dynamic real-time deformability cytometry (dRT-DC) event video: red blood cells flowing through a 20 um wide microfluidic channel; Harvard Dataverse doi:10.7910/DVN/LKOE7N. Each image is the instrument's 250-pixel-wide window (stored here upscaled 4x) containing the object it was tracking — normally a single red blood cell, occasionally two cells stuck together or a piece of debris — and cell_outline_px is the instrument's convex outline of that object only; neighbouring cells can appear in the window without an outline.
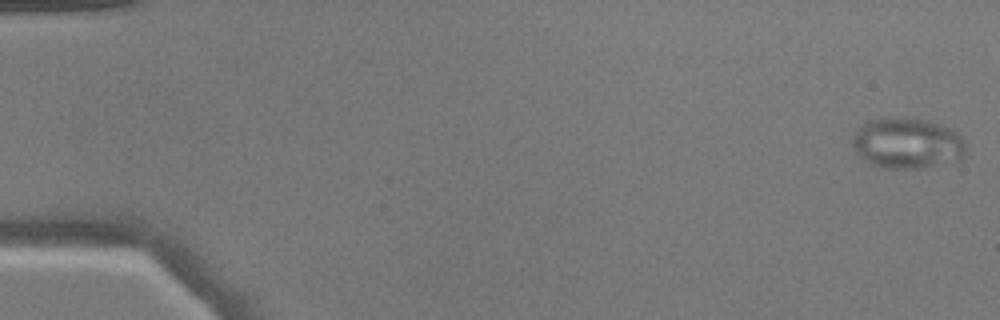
{"species": "common noctule bat (a hibernating species)", "species_latin": "Nyctalus noctula", "temperature_condition": "warm", "stored_images_in_passage": 51, "camera_frame_rate_fps": 3000, "um_per_image_px": 0.085, "animal": {"sex": "male", "body_mass_g": 17.9}, "frame": {"image": 1, "passage_image": 1, "time_ms": 0.0, "image_size_px": [1000, 320], "cell_outline_px": [[964, 156], [960, 160], [924, 168], [884, 168], [872, 164], [864, 160], [856, 152], [852, 144], [852, 136], [864, 124], [872, 120], [908, 116], [928, 120], [940, 124], [956, 132], [960, 136], [964, 144]], "centroid_in_image_um": [77.12, 12.18], "position_along_channel_um": 7.9, "area_um2": 33.47}}
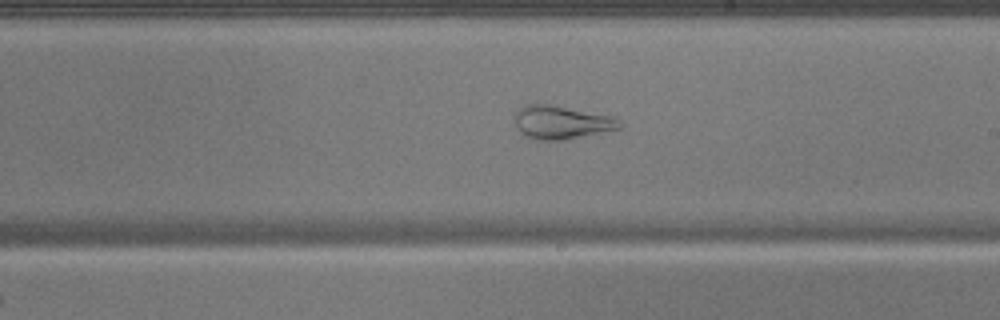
{"frame": {"image": 2, "passage_image": 30, "time_ms": 9.667, "image_size_px": [1000, 320], "cell_outline_px": [[624, 124], [620, 128], [564, 140], [536, 140], [524, 136], [520, 132], [512, 116], [524, 104], [548, 104], [616, 116]], "centroid_in_image_um": [47.72, 10.39], "position_along_channel_um": 241.3, "area_um2": 20.63}}
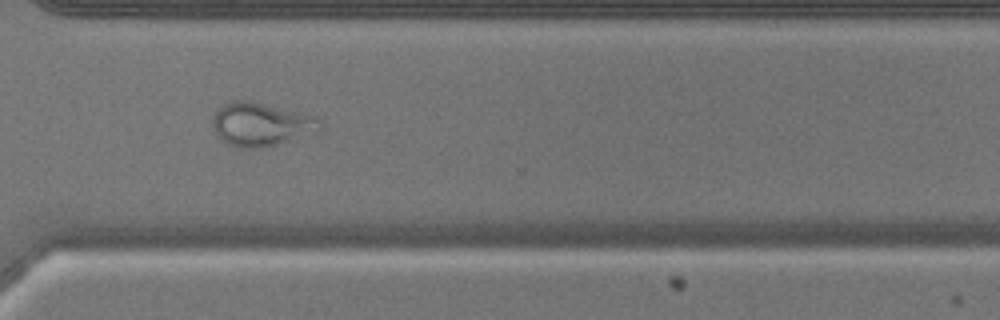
{"frame": {"image": 3, "passage_image": 38, "time_ms": 12.333, "image_size_px": [1000, 320], "cell_outline_px": [[324, 128], [320, 132], [264, 148], [240, 148], [228, 144], [220, 140], [216, 136], [212, 124], [212, 120], [220, 104], [232, 100], [252, 100], [316, 116], [324, 124]], "centroid_in_image_um": [22.21, 10.57], "position_along_channel_um": 348.4, "area_um2": 28.03}}